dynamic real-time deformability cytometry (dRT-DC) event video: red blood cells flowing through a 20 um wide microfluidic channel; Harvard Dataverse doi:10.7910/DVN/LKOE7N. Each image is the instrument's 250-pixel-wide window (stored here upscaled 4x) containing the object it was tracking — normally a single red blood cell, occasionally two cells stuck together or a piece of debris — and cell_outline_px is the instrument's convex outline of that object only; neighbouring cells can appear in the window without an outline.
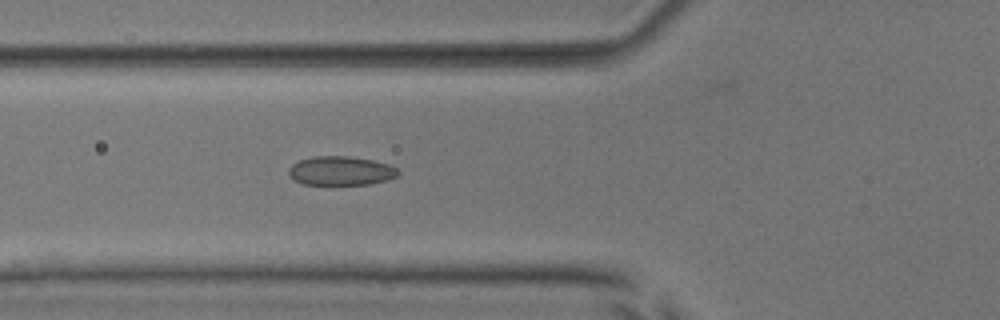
{"species": "common noctule bat (a hibernating species)", "species_latin": "Nyctalus noctula", "temperature_condition": "room temperature", "stored_images_in_passage": 6, "camera_frame_rate_fps": 3000, "um_per_image_px": 0.085, "animal": {"sex": "male", "body_mass_g": 17.9, "forearm_length_mm": 54.2}, "frame": {"image": 1, "passage_image": 6, "time_ms": 1.667, "image_size_px": [1000, 320], "cell_outline_px": [[400, 172], [396, 176], [388, 180], [372, 184], [304, 184], [292, 180], [288, 176], [288, 168], [292, 164], [300, 160], [312, 156], [348, 156], [372, 160], [388, 164], [396, 168]], "centroid_in_image_um": [28.94, 14.52], "position_along_channel_um": 96.9, "area_um2": 18.61}}